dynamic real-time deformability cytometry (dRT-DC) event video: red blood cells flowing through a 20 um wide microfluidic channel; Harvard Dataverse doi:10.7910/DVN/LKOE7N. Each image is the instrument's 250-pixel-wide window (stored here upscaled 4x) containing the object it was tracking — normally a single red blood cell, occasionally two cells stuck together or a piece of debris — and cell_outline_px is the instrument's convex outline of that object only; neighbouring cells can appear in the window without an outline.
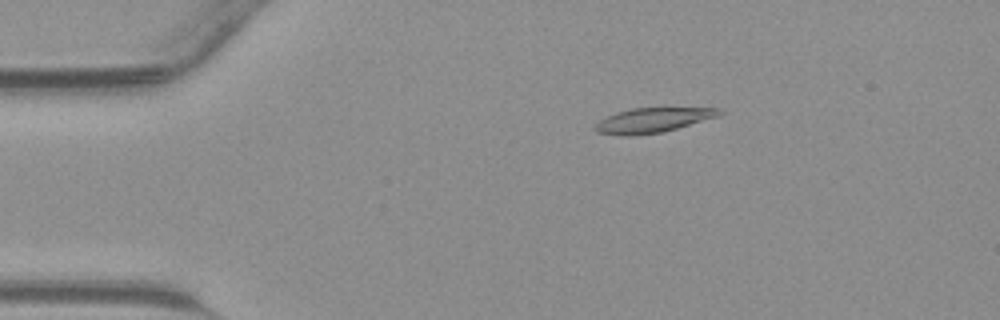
{"species": "common noctule bat (a hibernating species)", "species_latin": "Nyctalus noctula", "temperature_condition": "warm", "stored_images_in_passage": 38, "camera_frame_rate_fps": 3000, "um_per_image_px": 0.085, "animal": {"sex": "male", "body_mass_g": 23.1, "forearm_length_mm": 52.7}, "frame": {"image": 1, "passage_image": 2, "time_ms": 0.333, "image_size_px": [1000, 320], "cell_outline_px": [[724, 112], [720, 116], [676, 128], [660, 132], [632, 136], [624, 136], [596, 132], [592, 128], [600, 120], [616, 112], [632, 108], [720, 108]], "centroid_in_image_um": [55.48, 10.21], "position_along_channel_um": 29.5, "area_um2": 17.8}}
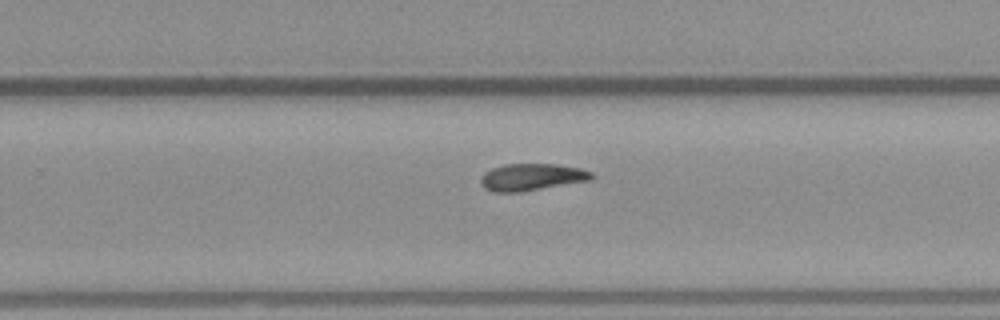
{"frame": {"image": 2, "passage_image": 22, "time_ms": 7.0, "image_size_px": [1000, 320], "cell_outline_px": [[596, 176], [592, 180], [520, 192], [492, 192], [484, 188], [480, 180], [484, 172], [492, 168], [504, 164], [556, 164], [580, 168], [592, 172]], "centroid_in_image_um": [45.22, 15.05], "position_along_channel_um": 284.6, "area_um2": 17.57}}
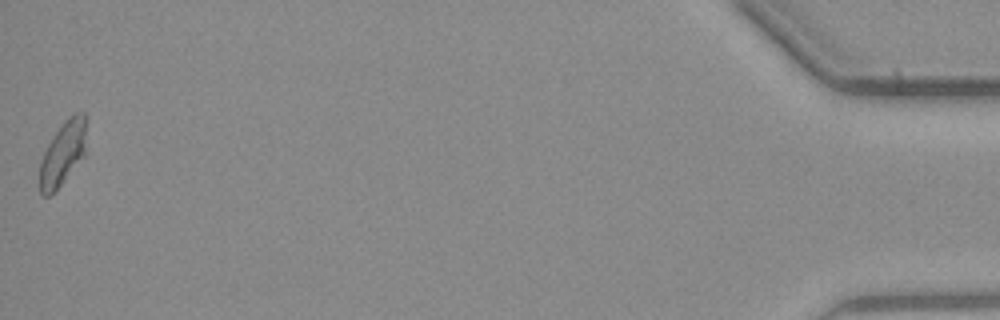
{"frame": {"image": 3, "passage_image": 38, "time_ms": 12.333, "image_size_px": [1000, 320], "cell_outline_px": [[84, 156], [60, 184], [48, 196], [44, 196], [40, 192], [40, 160], [52, 136], [64, 120], [72, 112], [84, 112]], "centroid_in_image_um": [5.31, 12.99], "position_along_channel_um": 429.9, "area_um2": 16.88}}